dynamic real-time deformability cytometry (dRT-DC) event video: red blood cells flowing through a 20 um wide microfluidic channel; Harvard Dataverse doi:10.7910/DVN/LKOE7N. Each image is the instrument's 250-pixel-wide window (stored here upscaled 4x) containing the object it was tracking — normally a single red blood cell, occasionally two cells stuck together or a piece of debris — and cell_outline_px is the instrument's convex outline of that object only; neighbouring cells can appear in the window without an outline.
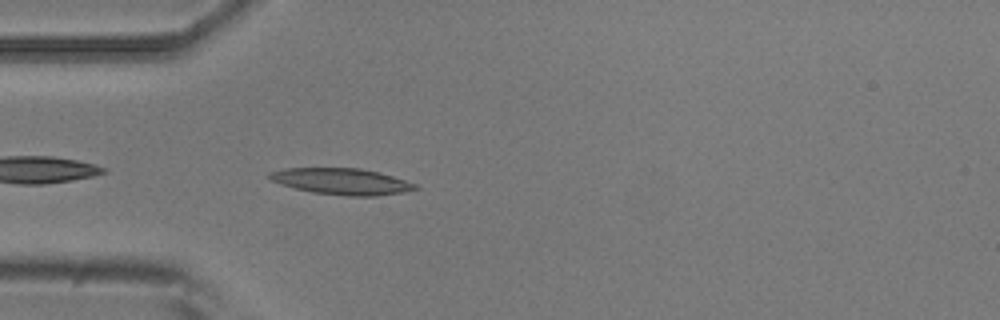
{"species": "common noctule bat (a hibernating species)", "species_latin": "Nyctalus noctula", "temperature_condition": "room temperature", "stored_images_in_passage": 40, "camera_frame_rate_fps": 3000, "um_per_image_px": 0.085, "animal": {"sex": "male", "body_mass_g": 20.5, "forearm_length_mm": 52.5}, "frame": {"image": 1, "passage_image": 2, "time_ms": 0.333, "image_size_px": [1000, 320], "cell_outline_px": [[420, 188], [404, 192], [376, 196], [348, 196], [312, 192], [280, 184], [272, 180], [268, 176], [268, 172], [284, 168], [360, 168], [380, 172], [416, 184]], "centroid_in_image_um": [29.05, 15.42], "position_along_channel_um": 56.0, "area_um2": 22.31}}
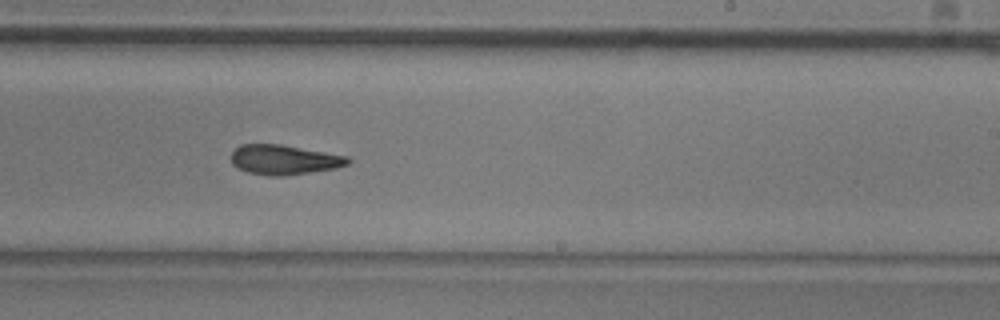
{"frame": {"image": 2, "passage_image": 19, "time_ms": 6.0, "image_size_px": [1000, 320], "cell_outline_px": [[352, 160], [348, 164], [336, 168], [284, 176], [272, 176], [248, 172], [236, 168], [232, 164], [232, 152], [240, 144], [280, 144], [348, 156]], "centroid_in_image_um": [24.15, 13.57], "position_along_channel_um": 264.9, "area_um2": 20.23}}
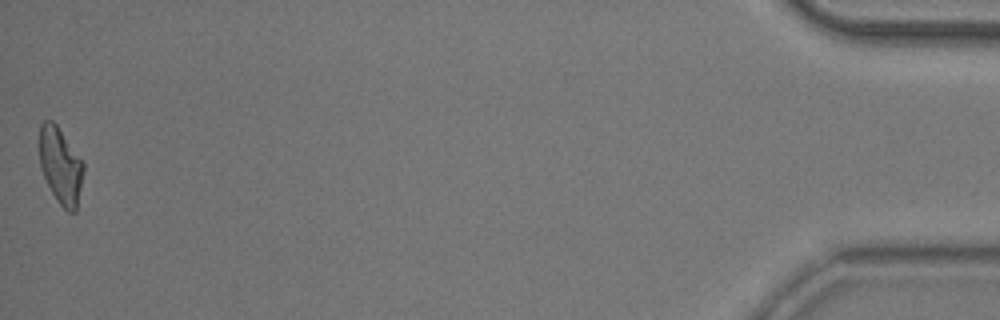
{"frame": {"image": 3, "passage_image": 40, "time_ms": 13.0, "image_size_px": [1000, 320], "cell_outline_px": [[84, 172], [76, 212], [68, 212], [56, 200], [40, 168], [40, 124], [44, 120], [52, 120], [56, 124], [84, 160]], "centroid_in_image_um": [5.18, 14.07], "position_along_channel_um": 430.0, "area_um2": 19.77}, "authors_computed_cell_mechanics": {"area_um2": 20.4034, "velocity_mm_per_s": 3.7511, "shape_relaxation_time_tau1_ms": 6.3961, "shape_relaxation_time_tau2_ms": 6.079, "deformation_change_tau1": 0.1887, "deformation_change_tau2": 0.1664}}